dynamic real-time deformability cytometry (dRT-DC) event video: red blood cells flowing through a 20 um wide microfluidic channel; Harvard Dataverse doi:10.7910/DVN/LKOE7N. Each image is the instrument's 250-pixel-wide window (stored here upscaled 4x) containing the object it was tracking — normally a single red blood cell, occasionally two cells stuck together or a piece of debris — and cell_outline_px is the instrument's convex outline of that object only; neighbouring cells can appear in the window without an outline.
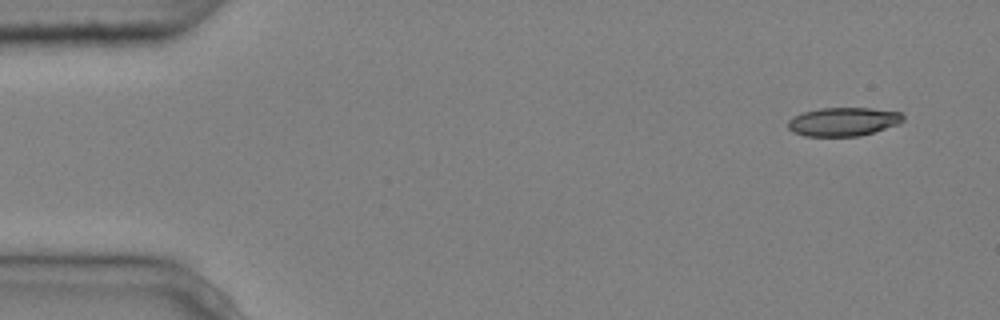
{"species": "common noctule bat (a hibernating species)", "species_latin": "Nyctalus noctula", "temperature_condition": "cold", "stored_images_in_passage": 4, "camera_frame_rate_fps": 3000, "um_per_image_px": 0.085, "animal": {"sex": "male", "body_mass_g": 20.4}, "frame": {"image": 1, "passage_image": 1, "time_ms": 0.0, "image_size_px": [1000, 320], "cell_outline_px": [[904, 120], [900, 124], [860, 136], [804, 136], [792, 132], [788, 128], [788, 120], [792, 116], [804, 112], [820, 108], [872, 108], [900, 112], [904, 116]], "centroid_in_image_um": [71.68, 10.34], "position_along_channel_um": 13.3, "area_um2": 19.36}}
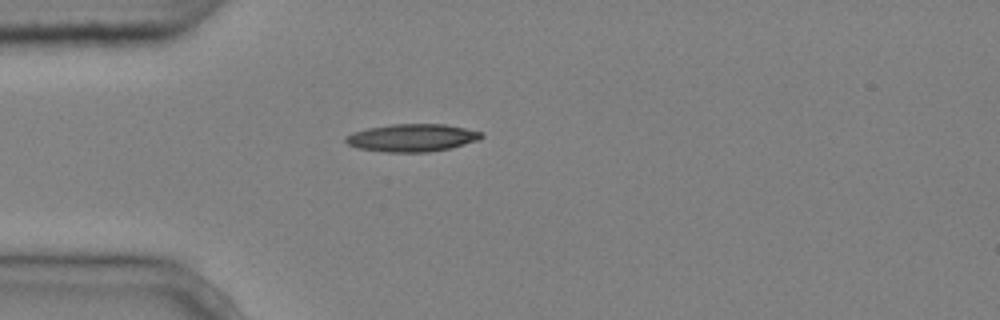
{"frame": {"image": 2, "passage_image": 4, "time_ms": 1.0, "image_size_px": [1000, 320], "cell_outline_px": [[484, 136], [480, 140], [448, 148], [428, 152], [388, 152], [360, 148], [348, 144], [344, 140], [344, 136], [352, 132], [368, 128], [392, 124], [444, 124], [484, 132]], "centroid_in_image_um": [35.04, 11.7], "position_along_channel_um": 50.0, "area_um2": 21.79}}